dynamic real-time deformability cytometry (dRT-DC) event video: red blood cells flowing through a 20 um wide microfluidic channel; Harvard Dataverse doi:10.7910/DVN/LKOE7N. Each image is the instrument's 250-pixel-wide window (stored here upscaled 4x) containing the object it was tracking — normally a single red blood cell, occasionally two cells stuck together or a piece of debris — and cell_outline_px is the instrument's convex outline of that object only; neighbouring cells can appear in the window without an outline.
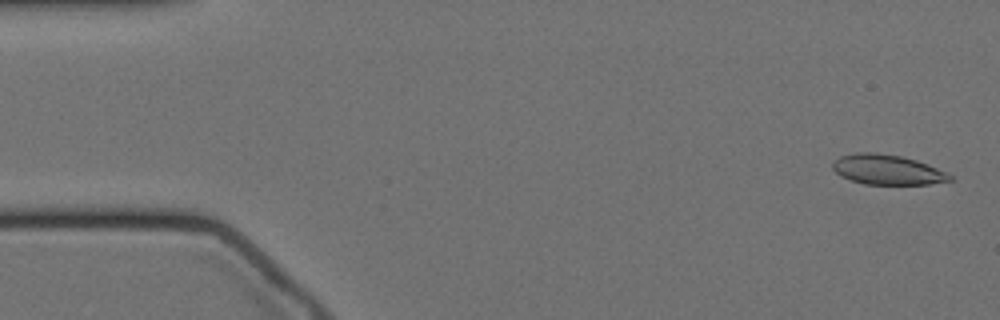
{"species": "Egyptian fruit bat (a non-hibernating species)", "species_latin": "Rousettus aegyptiacus", "temperature_condition": "cold", "stored_images_in_passage": 58, "camera_frame_rate_fps": 3000, "um_per_image_px": 0.085, "animal": {"sex": "female"}, "frame": {"image": 1, "passage_image": 2, "time_ms": 0.333, "image_size_px": [1000, 320], "cell_outline_px": [[952, 180], [928, 184], [864, 184], [840, 176], [832, 168], [832, 160], [840, 156], [856, 152], [876, 152], [900, 156], [916, 160], [928, 164], [952, 176]], "centroid_in_image_um": [75.36, 14.41], "position_along_channel_um": 9.6, "area_um2": 20.4}}
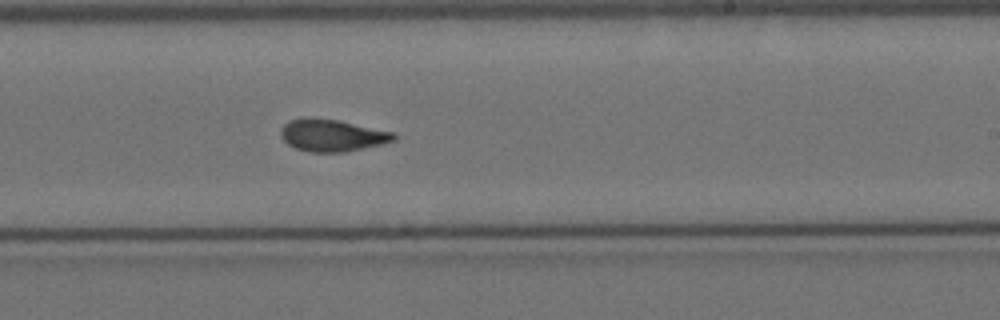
{"frame": {"image": 2, "passage_image": 34, "time_ms": 11.0, "image_size_px": [1000, 320], "cell_outline_px": [[396, 140], [384, 144], [344, 152], [312, 152], [296, 148], [288, 144], [280, 136], [280, 128], [288, 120], [304, 116], [308, 116], [340, 120], [392, 132], [396, 136]], "centroid_in_image_um": [28.19, 11.48], "position_along_channel_um": 260.8, "area_um2": 21.44}}
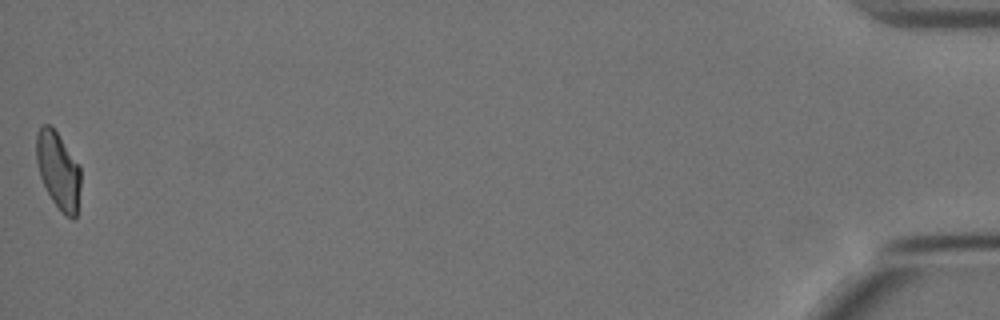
{"frame": {"image": 3, "passage_image": 58, "time_ms": 19.0, "image_size_px": [1000, 320], "cell_outline_px": [[80, 188], [76, 216], [72, 220], [64, 216], [52, 200], [40, 176], [36, 160], [36, 132], [40, 124], [48, 124], [56, 132], [80, 164]], "centroid_in_image_um": [4.95, 14.49], "position_along_channel_um": 430.2, "area_um2": 20.0}, "authors_computed_cell_mechanics": {"area_um2": 20.9236, "velocity_mm_per_s": 3.417, "shape_relaxation_time_tau1_ms": 7.2662, "shape_relaxation_time_tau2_ms": 2.757, "deformation_change_tau1": 0.1631, "deformation_change_tau2": 0.0628}}